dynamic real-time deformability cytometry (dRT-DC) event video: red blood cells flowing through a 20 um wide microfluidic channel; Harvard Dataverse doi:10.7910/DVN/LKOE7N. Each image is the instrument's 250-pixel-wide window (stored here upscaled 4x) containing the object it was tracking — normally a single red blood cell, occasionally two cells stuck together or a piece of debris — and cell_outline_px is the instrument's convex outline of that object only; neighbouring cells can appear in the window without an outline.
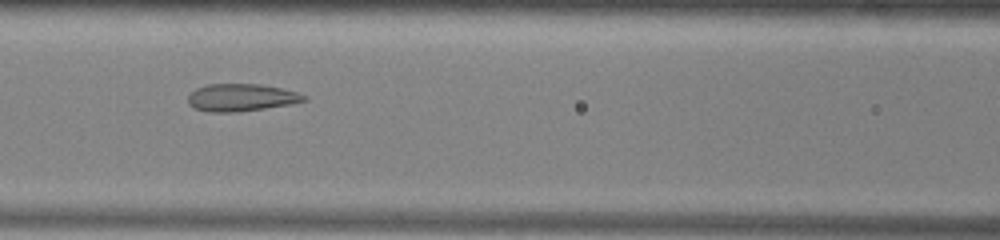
{"species": "common noctule bat (a hibernating species)", "species_latin": "Nyctalus noctula", "temperature_condition": "warm", "stored_images_in_passage": 42, "camera_frame_rate_fps": 3000, "um_per_image_px": 0.085, "animal": {"sex": "male", "body_mass_g": 13.0, "forearm_length_mm": 53.1}, "frame": {"image": 1, "passage_image": 22, "time_ms": 7.0, "image_size_px": [1000, 240], "cell_outline_px": [[308, 100], [292, 104], [236, 112], [208, 112], [192, 108], [188, 104], [188, 96], [196, 88], [208, 84], [260, 84], [280, 88], [296, 92], [308, 96]], "centroid_in_image_um": [20.49, 8.29], "position_along_channel_um": 146.1, "area_um2": 18.61}}
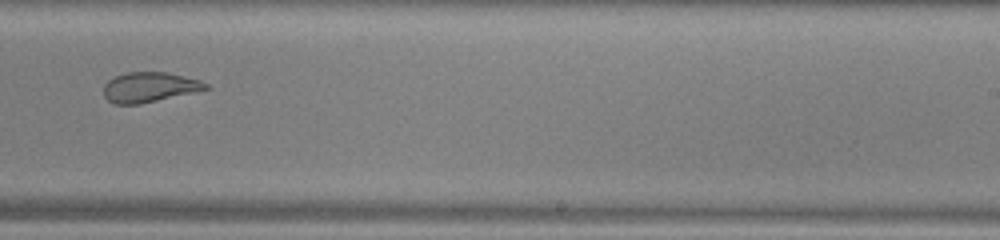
{"frame": {"image": 2, "passage_image": 32, "time_ms": 10.333, "image_size_px": [1000, 240], "cell_outline_px": [[212, 88], [140, 104], [112, 104], [104, 96], [104, 84], [108, 80], [116, 76], [128, 72], [168, 72], [200, 80], [208, 84]], "centroid_in_image_um": [12.71, 7.41], "position_along_channel_um": 276.3, "area_um2": 17.86}}
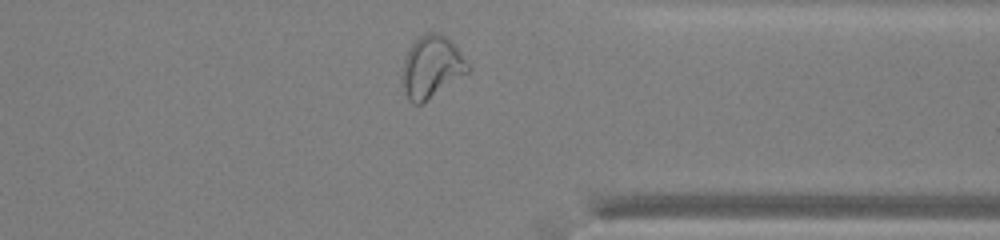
{"frame": {"image": 3, "passage_image": 40, "time_ms": 13.0, "image_size_px": [1000, 240], "cell_outline_px": [[472, 68], [468, 72], [420, 104], [412, 104], [404, 88], [404, 60], [412, 44], [420, 36], [428, 32], [440, 32], [460, 52]], "centroid_in_image_um": [36.71, 5.67], "position_along_channel_um": 374.7, "area_um2": 22.77}, "authors_computed_cell_mechanics": {"area_um2": 20.7502, "velocity_mm_per_s": 3.9151, "shape_relaxation_time_tau1_ms": null, "shape_relaxation_time_tau2_ms": 0.6493, "deformation_change_tau1": null, "deformation_change_tau2": 0.0692}}